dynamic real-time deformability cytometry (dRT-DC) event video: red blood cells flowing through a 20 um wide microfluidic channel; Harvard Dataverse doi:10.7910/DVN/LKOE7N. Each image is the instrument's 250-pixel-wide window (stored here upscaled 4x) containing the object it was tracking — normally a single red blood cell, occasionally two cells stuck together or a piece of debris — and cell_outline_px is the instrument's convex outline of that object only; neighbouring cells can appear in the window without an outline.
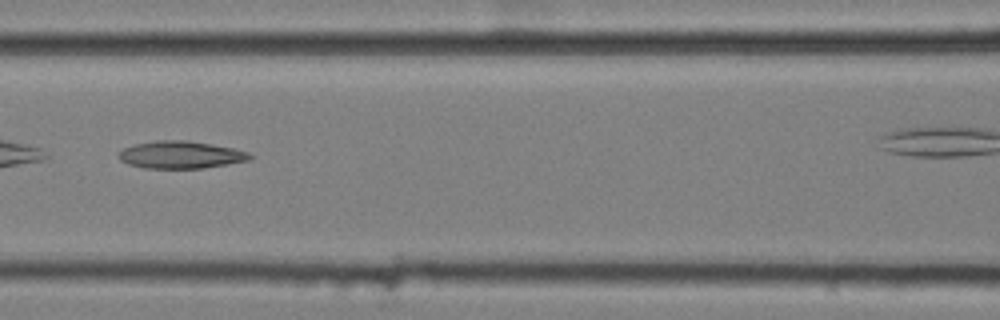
{"species": "common noctule bat (a hibernating species)", "species_latin": "Nyctalus noctula", "temperature_condition": "cold", "stored_images_in_passage": 10, "camera_frame_rate_fps": 3000, "um_per_image_px": 0.085, "animal": {"sex": "female", "body_mass_g": 25.1}, "frame": {"image": 1, "passage_image": 4, "time_ms": 1.0, "image_size_px": [1000, 320], "cell_outline_px": [[252, 156], [248, 160], [204, 168], [144, 168], [128, 164], [120, 160], [120, 152], [124, 148], [136, 144], [156, 140], [188, 140], [212, 144], [252, 152]], "centroid_in_image_um": [15.38, 13.15], "position_along_channel_um": 151.2, "area_um2": 20.81}}
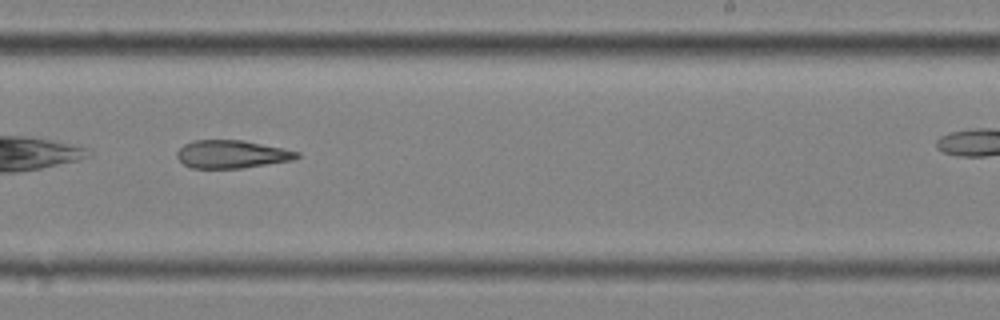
{"frame": {"image": 2, "passage_image": 7, "time_ms": 2.0, "image_size_px": [1000, 320], "cell_outline_px": [[300, 156], [292, 160], [240, 168], [192, 168], [184, 164], [176, 156], [176, 152], [184, 144], [192, 140], [244, 140], [300, 152]], "centroid_in_image_um": [19.67, 13.1], "position_along_channel_um": 269.3, "area_um2": 19.42}}
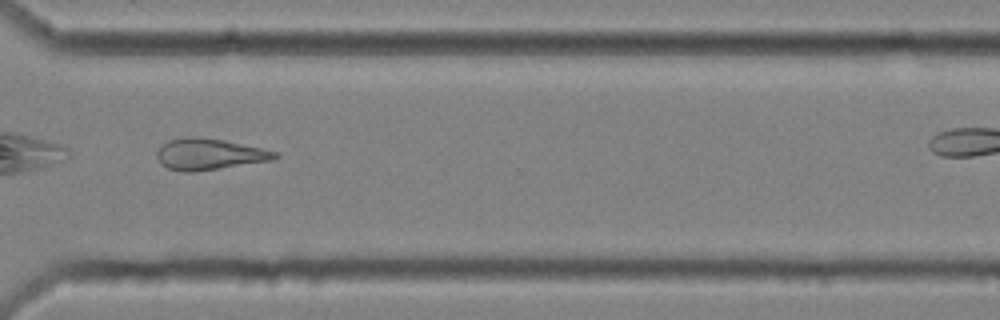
{"frame": {"image": 3, "passage_image": 9, "time_ms": 2.667, "image_size_px": [1000, 320], "cell_outline_px": [[280, 156], [272, 160], [192, 172], [184, 172], [168, 168], [160, 164], [156, 156], [156, 152], [168, 140], [188, 136], [224, 140], [260, 148], [276, 152]], "centroid_in_image_um": [17.74, 13.11], "position_along_channel_um": 352.9, "area_um2": 21.15}}